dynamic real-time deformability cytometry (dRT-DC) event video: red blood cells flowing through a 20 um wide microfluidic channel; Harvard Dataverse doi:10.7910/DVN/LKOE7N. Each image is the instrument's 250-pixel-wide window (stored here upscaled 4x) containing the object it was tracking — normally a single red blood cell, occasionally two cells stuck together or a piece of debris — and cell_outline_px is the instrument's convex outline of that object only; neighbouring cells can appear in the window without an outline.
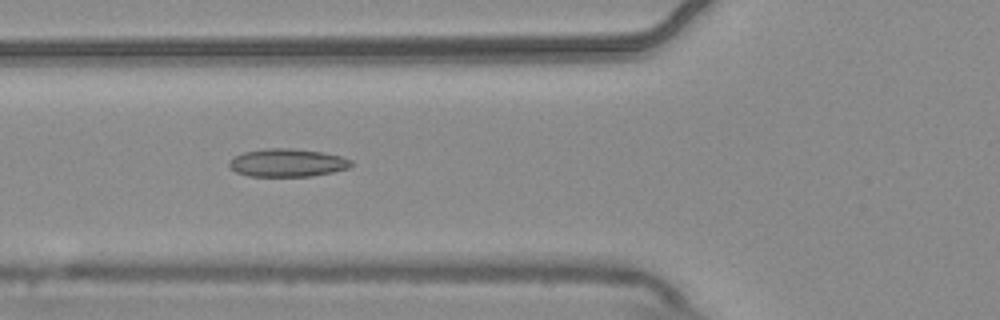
{"species": "common noctule bat (a hibernating species)", "species_latin": "Nyctalus noctula", "temperature_condition": "warm", "stored_images_in_passage": 9, "camera_frame_rate_fps": 3000, "um_per_image_px": 0.085, "animal": {"sex": "male", "body_mass_g": 20.4}, "frame": {"image": 1, "passage_image": 6, "time_ms": 1.667, "image_size_px": [1000, 320], "cell_outline_px": [[352, 164], [348, 168], [332, 172], [312, 176], [248, 176], [236, 172], [228, 164], [236, 156], [244, 152], [264, 148], [292, 148], [324, 152], [340, 156], [352, 160]], "centroid_in_image_um": [24.45, 13.83], "position_along_channel_um": 101.4, "area_um2": 19.83}}
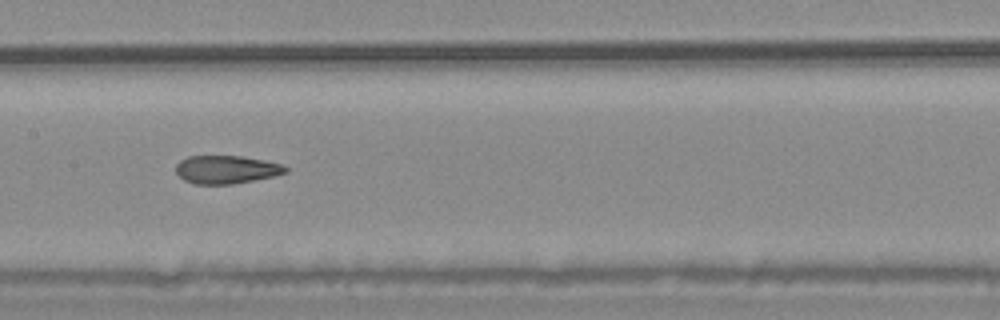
{"frame": {"image": 2, "passage_image": 8, "time_ms": 2.333, "image_size_px": [1000, 320], "cell_outline_px": [[288, 172], [272, 176], [232, 184], [196, 184], [184, 180], [176, 172], [176, 164], [180, 160], [188, 156], [240, 156], [264, 160], [284, 164], [288, 168]], "centroid_in_image_um": [19.24, 14.4], "position_along_channel_um": 188.2, "area_um2": 17.92}}
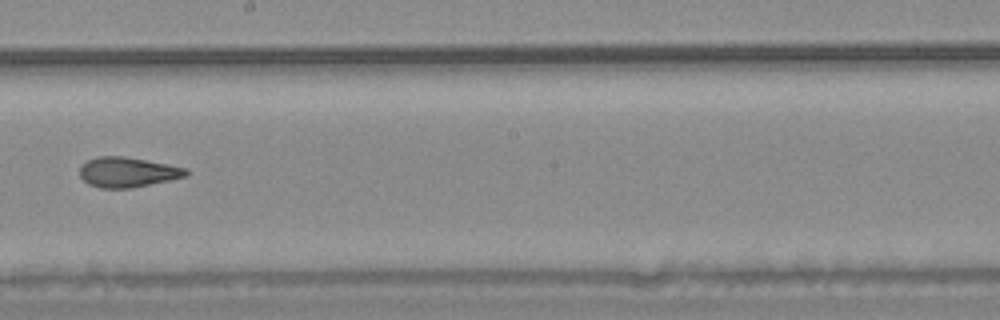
{"frame": {"image": 3, "passage_image": 9, "time_ms": 2.667, "image_size_px": [1000, 320], "cell_outline_px": [[188, 176], [132, 188], [100, 188], [88, 184], [80, 176], [80, 168], [88, 160], [96, 156], [124, 156], [168, 164], [188, 168]], "centroid_in_image_um": [10.86, 14.63], "position_along_channel_um": 237.3, "area_um2": 18.61}}